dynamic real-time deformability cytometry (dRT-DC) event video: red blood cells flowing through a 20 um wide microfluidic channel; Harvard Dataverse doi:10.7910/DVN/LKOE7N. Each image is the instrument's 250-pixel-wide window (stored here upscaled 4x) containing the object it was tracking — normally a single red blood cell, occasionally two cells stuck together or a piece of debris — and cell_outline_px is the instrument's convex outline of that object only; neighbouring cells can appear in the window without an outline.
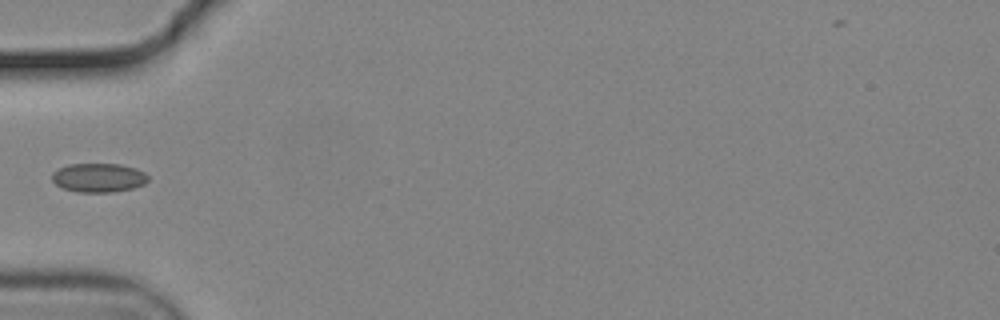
{"species": "common noctule bat (a hibernating species)", "species_latin": "Nyctalus noctula", "temperature_condition": "cold", "stored_images_in_passage": 37, "camera_frame_rate_fps": 3000, "um_per_image_px": 0.085, "animal": {"sex": "male", "body_mass_g": 19.2, "forearm_length_mm": 51.8}, "frame": {"image": 1, "passage_image": 1, "time_ms": 0.0, "image_size_px": [1000, 320], "cell_outline_px": [[148, 180], [144, 184], [132, 188], [112, 192], [76, 192], [64, 188], [56, 184], [52, 180], [52, 172], [68, 164], [120, 164], [136, 168], [144, 172], [148, 176]], "centroid_in_image_um": [8.38, 15.1], "position_along_channel_um": 76.6, "area_um2": 16.18}}
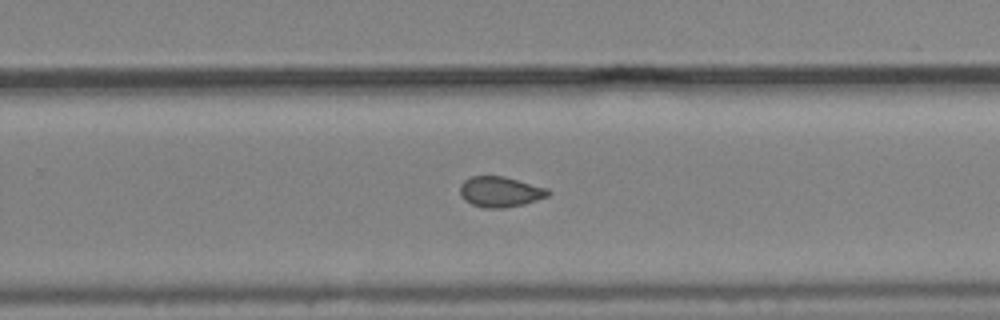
{"frame": {"image": 2, "passage_image": 18, "time_ms": 5.667, "image_size_px": [1000, 320], "cell_outline_px": [[552, 192], [548, 196], [524, 204], [504, 208], [484, 208], [472, 204], [464, 200], [460, 196], [460, 184], [464, 180], [472, 176], [504, 176], [548, 188]], "centroid_in_image_um": [42.51, 16.3], "position_along_channel_um": 287.3, "area_um2": 15.78}}
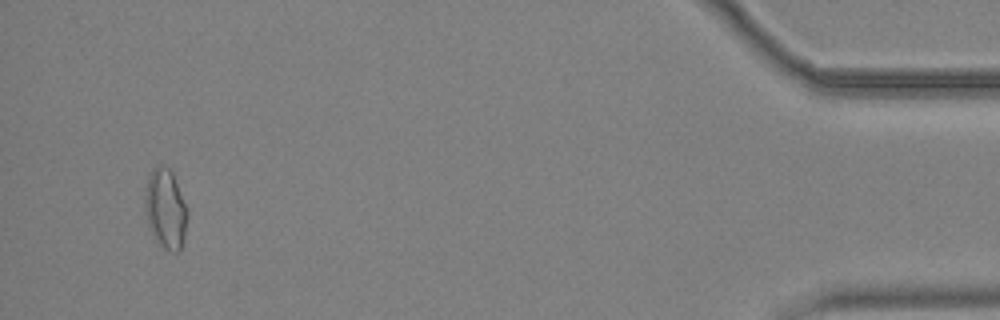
{"frame": {"image": 3, "passage_image": 35, "time_ms": 11.333, "image_size_px": [1000, 320], "cell_outline_px": [[188, 216], [184, 236], [180, 252], [172, 252], [160, 248], [152, 236], [148, 224], [144, 208], [144, 196], [148, 176], [152, 168], [156, 164], [160, 164], [168, 168], [172, 172], [188, 212]], "centroid_in_image_um": [14.04, 17.78], "position_along_channel_um": 421.2, "area_um2": 20.11}}